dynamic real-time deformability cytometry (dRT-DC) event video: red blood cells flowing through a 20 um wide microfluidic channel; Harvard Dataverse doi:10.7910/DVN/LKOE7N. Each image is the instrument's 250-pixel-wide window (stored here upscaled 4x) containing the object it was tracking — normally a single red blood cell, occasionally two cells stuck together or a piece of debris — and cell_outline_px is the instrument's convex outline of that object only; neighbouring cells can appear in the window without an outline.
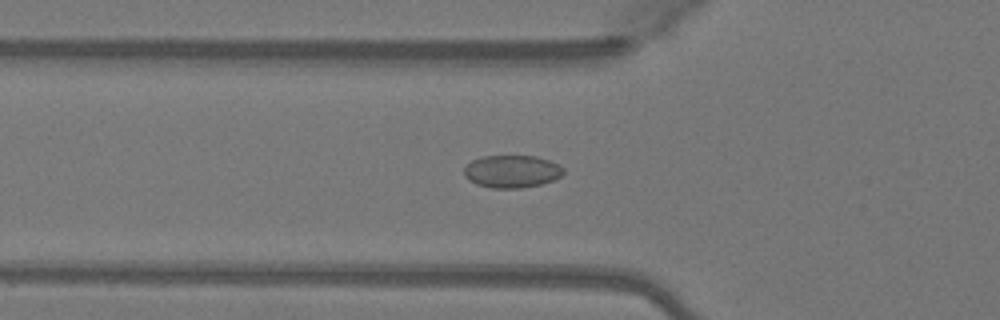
{"species": "Egyptian fruit bat (a non-hibernating species)", "species_latin": "Rousettus aegyptiacus", "temperature_condition": "warm", "stored_images_in_passage": 49, "camera_frame_rate_fps": 3000, "um_per_image_px": 0.085, "animal": {"sex": "female"}, "frame": {"image": 1, "passage_image": 16, "time_ms": 5.0, "image_size_px": [1000, 320], "cell_outline_px": [[564, 172], [560, 176], [552, 180], [540, 184], [520, 188], [492, 188], [476, 184], [468, 180], [464, 176], [464, 168], [472, 160], [480, 156], [536, 156], [560, 164], [564, 168]], "centroid_in_image_um": [43.49, 14.56], "position_along_channel_um": 82.3, "area_um2": 18.9}}
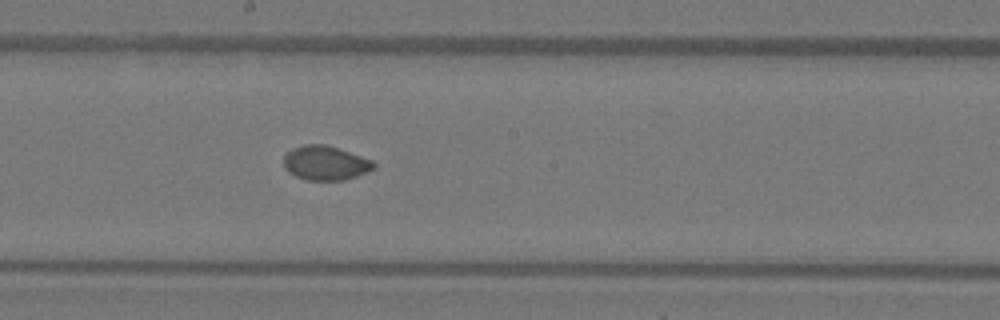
{"frame": {"image": 2, "passage_image": 26, "time_ms": 8.333, "image_size_px": [1000, 320], "cell_outline_px": [[376, 168], [368, 172], [344, 180], [304, 180], [288, 172], [284, 164], [284, 156], [292, 148], [304, 144], [324, 144], [372, 160], [376, 164]], "centroid_in_image_um": [27.66, 13.86], "position_along_channel_um": 220.5, "area_um2": 17.92}}
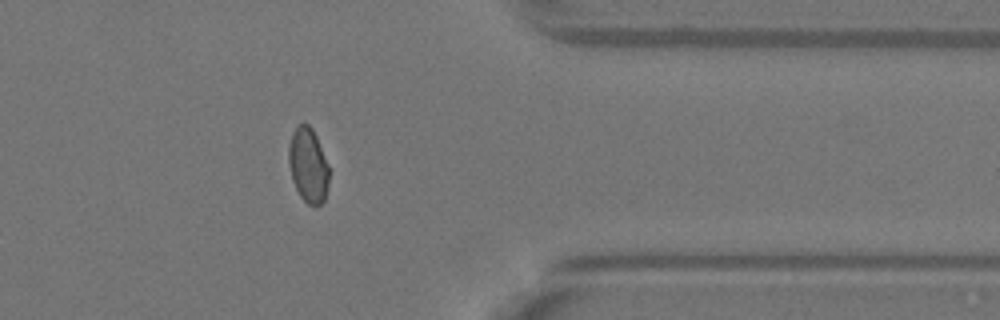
{"frame": {"image": 3, "passage_image": 39, "time_ms": 12.667, "image_size_px": [1000, 320], "cell_outline_px": [[328, 184], [324, 200], [320, 204], [308, 204], [300, 196], [292, 180], [288, 164], [288, 144], [292, 132], [300, 124], [308, 124], [312, 128], [316, 136], [328, 164]], "centroid_in_image_um": [26.17, 14.02], "position_along_channel_um": 385.2, "area_um2": 17.46}}